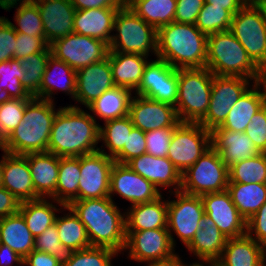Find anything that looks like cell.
Here are the masks:
<instances>
[{"label":"cell","instance_id":"cell-60","mask_svg":"<svg viewBox=\"0 0 266 266\" xmlns=\"http://www.w3.org/2000/svg\"><path fill=\"white\" fill-rule=\"evenodd\" d=\"M249 0H205V3L212 6L222 7L231 11L233 14L238 12Z\"/></svg>","mask_w":266,"mask_h":266},{"label":"cell","instance_id":"cell-20","mask_svg":"<svg viewBox=\"0 0 266 266\" xmlns=\"http://www.w3.org/2000/svg\"><path fill=\"white\" fill-rule=\"evenodd\" d=\"M75 99L86 107L105 91L115 87L109 53L103 61L90 64L76 71Z\"/></svg>","mask_w":266,"mask_h":266},{"label":"cell","instance_id":"cell-37","mask_svg":"<svg viewBox=\"0 0 266 266\" xmlns=\"http://www.w3.org/2000/svg\"><path fill=\"white\" fill-rule=\"evenodd\" d=\"M19 2V3H17ZM19 5L12 26L16 33L27 34L30 37H45L43 23L37 4L33 0H0V8L8 11Z\"/></svg>","mask_w":266,"mask_h":266},{"label":"cell","instance_id":"cell-13","mask_svg":"<svg viewBox=\"0 0 266 266\" xmlns=\"http://www.w3.org/2000/svg\"><path fill=\"white\" fill-rule=\"evenodd\" d=\"M249 80L251 81L239 76L213 74L209 109L199 123L209 131L219 127L225 121L231 107L249 88Z\"/></svg>","mask_w":266,"mask_h":266},{"label":"cell","instance_id":"cell-51","mask_svg":"<svg viewBox=\"0 0 266 266\" xmlns=\"http://www.w3.org/2000/svg\"><path fill=\"white\" fill-rule=\"evenodd\" d=\"M244 133L260 152L266 153V104L252 117Z\"/></svg>","mask_w":266,"mask_h":266},{"label":"cell","instance_id":"cell-35","mask_svg":"<svg viewBox=\"0 0 266 266\" xmlns=\"http://www.w3.org/2000/svg\"><path fill=\"white\" fill-rule=\"evenodd\" d=\"M239 214L247 222L266 202V184L228 183L226 189Z\"/></svg>","mask_w":266,"mask_h":266},{"label":"cell","instance_id":"cell-58","mask_svg":"<svg viewBox=\"0 0 266 266\" xmlns=\"http://www.w3.org/2000/svg\"><path fill=\"white\" fill-rule=\"evenodd\" d=\"M76 10L91 8H121V0H70Z\"/></svg>","mask_w":266,"mask_h":266},{"label":"cell","instance_id":"cell-41","mask_svg":"<svg viewBox=\"0 0 266 266\" xmlns=\"http://www.w3.org/2000/svg\"><path fill=\"white\" fill-rule=\"evenodd\" d=\"M133 128L134 125L129 115L105 121L104 127L100 125L99 141L104 142L110 153L100 147L99 151L114 159L127 144L128 135Z\"/></svg>","mask_w":266,"mask_h":266},{"label":"cell","instance_id":"cell-57","mask_svg":"<svg viewBox=\"0 0 266 266\" xmlns=\"http://www.w3.org/2000/svg\"><path fill=\"white\" fill-rule=\"evenodd\" d=\"M28 266H62L51 254L33 250L23 260Z\"/></svg>","mask_w":266,"mask_h":266},{"label":"cell","instance_id":"cell-28","mask_svg":"<svg viewBox=\"0 0 266 266\" xmlns=\"http://www.w3.org/2000/svg\"><path fill=\"white\" fill-rule=\"evenodd\" d=\"M192 241L186 246L188 251L203 262H216L223 252L227 237L206 214L202 216Z\"/></svg>","mask_w":266,"mask_h":266},{"label":"cell","instance_id":"cell-25","mask_svg":"<svg viewBox=\"0 0 266 266\" xmlns=\"http://www.w3.org/2000/svg\"><path fill=\"white\" fill-rule=\"evenodd\" d=\"M211 145L228 168L261 153L244 132L213 129Z\"/></svg>","mask_w":266,"mask_h":266},{"label":"cell","instance_id":"cell-19","mask_svg":"<svg viewBox=\"0 0 266 266\" xmlns=\"http://www.w3.org/2000/svg\"><path fill=\"white\" fill-rule=\"evenodd\" d=\"M200 197L205 214L214 221L227 238L246 235V221L239 214L227 190L207 193Z\"/></svg>","mask_w":266,"mask_h":266},{"label":"cell","instance_id":"cell-8","mask_svg":"<svg viewBox=\"0 0 266 266\" xmlns=\"http://www.w3.org/2000/svg\"><path fill=\"white\" fill-rule=\"evenodd\" d=\"M229 183L228 167L219 153L211 146L192 166L181 174V188L184 193L202 196L221 192Z\"/></svg>","mask_w":266,"mask_h":266},{"label":"cell","instance_id":"cell-66","mask_svg":"<svg viewBox=\"0 0 266 266\" xmlns=\"http://www.w3.org/2000/svg\"><path fill=\"white\" fill-rule=\"evenodd\" d=\"M133 0H121L123 6H128Z\"/></svg>","mask_w":266,"mask_h":266},{"label":"cell","instance_id":"cell-16","mask_svg":"<svg viewBox=\"0 0 266 266\" xmlns=\"http://www.w3.org/2000/svg\"><path fill=\"white\" fill-rule=\"evenodd\" d=\"M114 163L113 158L100 151L80 156L79 200L109 197Z\"/></svg>","mask_w":266,"mask_h":266},{"label":"cell","instance_id":"cell-36","mask_svg":"<svg viewBox=\"0 0 266 266\" xmlns=\"http://www.w3.org/2000/svg\"><path fill=\"white\" fill-rule=\"evenodd\" d=\"M81 178L80 157H60L56 184V203L68 206L79 200V179Z\"/></svg>","mask_w":266,"mask_h":266},{"label":"cell","instance_id":"cell-2","mask_svg":"<svg viewBox=\"0 0 266 266\" xmlns=\"http://www.w3.org/2000/svg\"><path fill=\"white\" fill-rule=\"evenodd\" d=\"M110 197L74 200L71 208L84 224L91 247H106L117 253L126 245L125 213Z\"/></svg>","mask_w":266,"mask_h":266},{"label":"cell","instance_id":"cell-18","mask_svg":"<svg viewBox=\"0 0 266 266\" xmlns=\"http://www.w3.org/2000/svg\"><path fill=\"white\" fill-rule=\"evenodd\" d=\"M129 116L134 127L143 132L175 128L180 123L174 106L139 95L131 98Z\"/></svg>","mask_w":266,"mask_h":266},{"label":"cell","instance_id":"cell-29","mask_svg":"<svg viewBox=\"0 0 266 266\" xmlns=\"http://www.w3.org/2000/svg\"><path fill=\"white\" fill-rule=\"evenodd\" d=\"M255 82L248 88L238 101L231 107L225 121L214 129L245 132L252 117L266 104V98Z\"/></svg>","mask_w":266,"mask_h":266},{"label":"cell","instance_id":"cell-45","mask_svg":"<svg viewBox=\"0 0 266 266\" xmlns=\"http://www.w3.org/2000/svg\"><path fill=\"white\" fill-rule=\"evenodd\" d=\"M24 75L18 59L0 62V85L1 89L8 91L12 99H31L32 96L26 91L21 83Z\"/></svg>","mask_w":266,"mask_h":266},{"label":"cell","instance_id":"cell-50","mask_svg":"<svg viewBox=\"0 0 266 266\" xmlns=\"http://www.w3.org/2000/svg\"><path fill=\"white\" fill-rule=\"evenodd\" d=\"M144 153H146L145 132L134 127L128 135L127 144L124 145L122 151L114 160L117 163L126 164L132 158L141 156Z\"/></svg>","mask_w":266,"mask_h":266},{"label":"cell","instance_id":"cell-59","mask_svg":"<svg viewBox=\"0 0 266 266\" xmlns=\"http://www.w3.org/2000/svg\"><path fill=\"white\" fill-rule=\"evenodd\" d=\"M23 258L13 251L8 245L0 243V266H12L14 262L22 266Z\"/></svg>","mask_w":266,"mask_h":266},{"label":"cell","instance_id":"cell-9","mask_svg":"<svg viewBox=\"0 0 266 266\" xmlns=\"http://www.w3.org/2000/svg\"><path fill=\"white\" fill-rule=\"evenodd\" d=\"M211 146V131L200 123L180 122L174 128L167 158L182 174Z\"/></svg>","mask_w":266,"mask_h":266},{"label":"cell","instance_id":"cell-44","mask_svg":"<svg viewBox=\"0 0 266 266\" xmlns=\"http://www.w3.org/2000/svg\"><path fill=\"white\" fill-rule=\"evenodd\" d=\"M234 14L222 7L204 3L196 20V27L204 34L211 35L230 30Z\"/></svg>","mask_w":266,"mask_h":266},{"label":"cell","instance_id":"cell-27","mask_svg":"<svg viewBox=\"0 0 266 266\" xmlns=\"http://www.w3.org/2000/svg\"><path fill=\"white\" fill-rule=\"evenodd\" d=\"M219 266H266V248L247 234L227 238Z\"/></svg>","mask_w":266,"mask_h":266},{"label":"cell","instance_id":"cell-15","mask_svg":"<svg viewBox=\"0 0 266 266\" xmlns=\"http://www.w3.org/2000/svg\"><path fill=\"white\" fill-rule=\"evenodd\" d=\"M135 95L160 101L176 107L178 96V69L157 58L146 64Z\"/></svg>","mask_w":266,"mask_h":266},{"label":"cell","instance_id":"cell-22","mask_svg":"<svg viewBox=\"0 0 266 266\" xmlns=\"http://www.w3.org/2000/svg\"><path fill=\"white\" fill-rule=\"evenodd\" d=\"M134 172L158 187H174V191H180L181 173L167 157H154L144 153L132 158L126 163Z\"/></svg>","mask_w":266,"mask_h":266},{"label":"cell","instance_id":"cell-56","mask_svg":"<svg viewBox=\"0 0 266 266\" xmlns=\"http://www.w3.org/2000/svg\"><path fill=\"white\" fill-rule=\"evenodd\" d=\"M21 202L6 188L0 185V218L16 214Z\"/></svg>","mask_w":266,"mask_h":266},{"label":"cell","instance_id":"cell-38","mask_svg":"<svg viewBox=\"0 0 266 266\" xmlns=\"http://www.w3.org/2000/svg\"><path fill=\"white\" fill-rule=\"evenodd\" d=\"M59 210L52 202L47 201V198H38L21 202L19 213L23 216L32 235L36 237L55 223L57 216L55 212Z\"/></svg>","mask_w":266,"mask_h":266},{"label":"cell","instance_id":"cell-40","mask_svg":"<svg viewBox=\"0 0 266 266\" xmlns=\"http://www.w3.org/2000/svg\"><path fill=\"white\" fill-rule=\"evenodd\" d=\"M63 208L69 210L70 213L64 217L56 216L55 224L60 242L74 251L90 248L91 244L84 224L71 208L68 206Z\"/></svg>","mask_w":266,"mask_h":266},{"label":"cell","instance_id":"cell-4","mask_svg":"<svg viewBox=\"0 0 266 266\" xmlns=\"http://www.w3.org/2000/svg\"><path fill=\"white\" fill-rule=\"evenodd\" d=\"M54 108V102L35 97L29 99L26 102L22 122L1 147L15 155L48 152L51 128L57 114Z\"/></svg>","mask_w":266,"mask_h":266},{"label":"cell","instance_id":"cell-67","mask_svg":"<svg viewBox=\"0 0 266 266\" xmlns=\"http://www.w3.org/2000/svg\"><path fill=\"white\" fill-rule=\"evenodd\" d=\"M147 266H173V263H169V264H153V265H147Z\"/></svg>","mask_w":266,"mask_h":266},{"label":"cell","instance_id":"cell-49","mask_svg":"<svg viewBox=\"0 0 266 266\" xmlns=\"http://www.w3.org/2000/svg\"><path fill=\"white\" fill-rule=\"evenodd\" d=\"M174 128H160L145 132L146 153L154 157H167Z\"/></svg>","mask_w":266,"mask_h":266},{"label":"cell","instance_id":"cell-26","mask_svg":"<svg viewBox=\"0 0 266 266\" xmlns=\"http://www.w3.org/2000/svg\"><path fill=\"white\" fill-rule=\"evenodd\" d=\"M120 8H91L76 10L74 14V33L111 42L116 14Z\"/></svg>","mask_w":266,"mask_h":266},{"label":"cell","instance_id":"cell-55","mask_svg":"<svg viewBox=\"0 0 266 266\" xmlns=\"http://www.w3.org/2000/svg\"><path fill=\"white\" fill-rule=\"evenodd\" d=\"M246 234L266 248V202L246 222Z\"/></svg>","mask_w":266,"mask_h":266},{"label":"cell","instance_id":"cell-32","mask_svg":"<svg viewBox=\"0 0 266 266\" xmlns=\"http://www.w3.org/2000/svg\"><path fill=\"white\" fill-rule=\"evenodd\" d=\"M147 56L109 52V63L115 86L136 90L142 79Z\"/></svg>","mask_w":266,"mask_h":266},{"label":"cell","instance_id":"cell-64","mask_svg":"<svg viewBox=\"0 0 266 266\" xmlns=\"http://www.w3.org/2000/svg\"><path fill=\"white\" fill-rule=\"evenodd\" d=\"M11 96L9 95L8 91L5 89H1L0 85V104L5 103L6 101L11 100Z\"/></svg>","mask_w":266,"mask_h":266},{"label":"cell","instance_id":"cell-21","mask_svg":"<svg viewBox=\"0 0 266 266\" xmlns=\"http://www.w3.org/2000/svg\"><path fill=\"white\" fill-rule=\"evenodd\" d=\"M41 15L46 42L74 33V14L76 9L70 0H33Z\"/></svg>","mask_w":266,"mask_h":266},{"label":"cell","instance_id":"cell-17","mask_svg":"<svg viewBox=\"0 0 266 266\" xmlns=\"http://www.w3.org/2000/svg\"><path fill=\"white\" fill-rule=\"evenodd\" d=\"M153 183L149 182L126 164L115 162L110 172L109 197L116 193L128 200L132 205L148 203L161 197V192Z\"/></svg>","mask_w":266,"mask_h":266},{"label":"cell","instance_id":"cell-43","mask_svg":"<svg viewBox=\"0 0 266 266\" xmlns=\"http://www.w3.org/2000/svg\"><path fill=\"white\" fill-rule=\"evenodd\" d=\"M229 183L266 184V153H259L228 168Z\"/></svg>","mask_w":266,"mask_h":266},{"label":"cell","instance_id":"cell-7","mask_svg":"<svg viewBox=\"0 0 266 266\" xmlns=\"http://www.w3.org/2000/svg\"><path fill=\"white\" fill-rule=\"evenodd\" d=\"M109 52L149 56L157 53V30L147 24L129 6H122L115 17Z\"/></svg>","mask_w":266,"mask_h":266},{"label":"cell","instance_id":"cell-65","mask_svg":"<svg viewBox=\"0 0 266 266\" xmlns=\"http://www.w3.org/2000/svg\"><path fill=\"white\" fill-rule=\"evenodd\" d=\"M3 165H4V155L2 156V160H0V185L2 183Z\"/></svg>","mask_w":266,"mask_h":266},{"label":"cell","instance_id":"cell-11","mask_svg":"<svg viewBox=\"0 0 266 266\" xmlns=\"http://www.w3.org/2000/svg\"><path fill=\"white\" fill-rule=\"evenodd\" d=\"M230 31L258 67L266 62V27L260 8L252 0L234 14Z\"/></svg>","mask_w":266,"mask_h":266},{"label":"cell","instance_id":"cell-42","mask_svg":"<svg viewBox=\"0 0 266 266\" xmlns=\"http://www.w3.org/2000/svg\"><path fill=\"white\" fill-rule=\"evenodd\" d=\"M51 54L49 45L43 52H36L19 60L20 67L24 72L20 81L32 97L39 98L43 74Z\"/></svg>","mask_w":266,"mask_h":266},{"label":"cell","instance_id":"cell-30","mask_svg":"<svg viewBox=\"0 0 266 266\" xmlns=\"http://www.w3.org/2000/svg\"><path fill=\"white\" fill-rule=\"evenodd\" d=\"M60 78H63L62 81ZM76 83V71L51 54L48 58L46 69L43 74L42 83L39 89V99L53 102L52 94H54V90L57 91L59 89L66 92L65 94L71 95L74 100Z\"/></svg>","mask_w":266,"mask_h":266},{"label":"cell","instance_id":"cell-10","mask_svg":"<svg viewBox=\"0 0 266 266\" xmlns=\"http://www.w3.org/2000/svg\"><path fill=\"white\" fill-rule=\"evenodd\" d=\"M168 228L126 231V245L130 259L147 265L169 264L179 258L174 250Z\"/></svg>","mask_w":266,"mask_h":266},{"label":"cell","instance_id":"cell-46","mask_svg":"<svg viewBox=\"0 0 266 266\" xmlns=\"http://www.w3.org/2000/svg\"><path fill=\"white\" fill-rule=\"evenodd\" d=\"M34 250L53 255L62 266L72 258L74 253L72 248L60 242L55 223L35 237Z\"/></svg>","mask_w":266,"mask_h":266},{"label":"cell","instance_id":"cell-68","mask_svg":"<svg viewBox=\"0 0 266 266\" xmlns=\"http://www.w3.org/2000/svg\"><path fill=\"white\" fill-rule=\"evenodd\" d=\"M209 266H219L216 262H209Z\"/></svg>","mask_w":266,"mask_h":266},{"label":"cell","instance_id":"cell-24","mask_svg":"<svg viewBox=\"0 0 266 266\" xmlns=\"http://www.w3.org/2000/svg\"><path fill=\"white\" fill-rule=\"evenodd\" d=\"M24 156L30 167L36 199L47 197L55 202L60 157L50 152L28 153Z\"/></svg>","mask_w":266,"mask_h":266},{"label":"cell","instance_id":"cell-63","mask_svg":"<svg viewBox=\"0 0 266 266\" xmlns=\"http://www.w3.org/2000/svg\"><path fill=\"white\" fill-rule=\"evenodd\" d=\"M203 263L209 266V262H202V263H197L196 262V263L187 265V264L183 263L182 260L179 257L176 261L173 262V266H204Z\"/></svg>","mask_w":266,"mask_h":266},{"label":"cell","instance_id":"cell-23","mask_svg":"<svg viewBox=\"0 0 266 266\" xmlns=\"http://www.w3.org/2000/svg\"><path fill=\"white\" fill-rule=\"evenodd\" d=\"M4 152V165L1 186L12 193L20 202L36 199V192L32 181L28 160L24 155Z\"/></svg>","mask_w":266,"mask_h":266},{"label":"cell","instance_id":"cell-52","mask_svg":"<svg viewBox=\"0 0 266 266\" xmlns=\"http://www.w3.org/2000/svg\"><path fill=\"white\" fill-rule=\"evenodd\" d=\"M16 43L14 58L18 60L36 52H43L49 46L45 37H30L22 33H16Z\"/></svg>","mask_w":266,"mask_h":266},{"label":"cell","instance_id":"cell-61","mask_svg":"<svg viewBox=\"0 0 266 266\" xmlns=\"http://www.w3.org/2000/svg\"><path fill=\"white\" fill-rule=\"evenodd\" d=\"M260 88L262 87V94L266 98V62L258 67V77L255 82Z\"/></svg>","mask_w":266,"mask_h":266},{"label":"cell","instance_id":"cell-39","mask_svg":"<svg viewBox=\"0 0 266 266\" xmlns=\"http://www.w3.org/2000/svg\"><path fill=\"white\" fill-rule=\"evenodd\" d=\"M156 30L174 21L176 0H133L128 5Z\"/></svg>","mask_w":266,"mask_h":266},{"label":"cell","instance_id":"cell-53","mask_svg":"<svg viewBox=\"0 0 266 266\" xmlns=\"http://www.w3.org/2000/svg\"><path fill=\"white\" fill-rule=\"evenodd\" d=\"M16 31L12 23L5 17H0V62L14 58Z\"/></svg>","mask_w":266,"mask_h":266},{"label":"cell","instance_id":"cell-62","mask_svg":"<svg viewBox=\"0 0 266 266\" xmlns=\"http://www.w3.org/2000/svg\"><path fill=\"white\" fill-rule=\"evenodd\" d=\"M259 8L262 13L264 24L266 27V0H252Z\"/></svg>","mask_w":266,"mask_h":266},{"label":"cell","instance_id":"cell-3","mask_svg":"<svg viewBox=\"0 0 266 266\" xmlns=\"http://www.w3.org/2000/svg\"><path fill=\"white\" fill-rule=\"evenodd\" d=\"M207 37L195 24L173 21L157 29L156 57L175 69L204 68Z\"/></svg>","mask_w":266,"mask_h":266},{"label":"cell","instance_id":"cell-14","mask_svg":"<svg viewBox=\"0 0 266 266\" xmlns=\"http://www.w3.org/2000/svg\"><path fill=\"white\" fill-rule=\"evenodd\" d=\"M175 197L176 200H168L167 228L173 247L176 245L172 231L187 246L199 229L200 219L205 215L203 202L200 196L190 195L181 190L175 192Z\"/></svg>","mask_w":266,"mask_h":266},{"label":"cell","instance_id":"cell-47","mask_svg":"<svg viewBox=\"0 0 266 266\" xmlns=\"http://www.w3.org/2000/svg\"><path fill=\"white\" fill-rule=\"evenodd\" d=\"M29 99H11L0 104V145L22 122L26 102Z\"/></svg>","mask_w":266,"mask_h":266},{"label":"cell","instance_id":"cell-48","mask_svg":"<svg viewBox=\"0 0 266 266\" xmlns=\"http://www.w3.org/2000/svg\"><path fill=\"white\" fill-rule=\"evenodd\" d=\"M118 253L106 247H90L74 251L72 258L63 266H112L113 256Z\"/></svg>","mask_w":266,"mask_h":266},{"label":"cell","instance_id":"cell-6","mask_svg":"<svg viewBox=\"0 0 266 266\" xmlns=\"http://www.w3.org/2000/svg\"><path fill=\"white\" fill-rule=\"evenodd\" d=\"M213 74L206 68L178 69L176 113L180 122L199 123L207 114Z\"/></svg>","mask_w":266,"mask_h":266},{"label":"cell","instance_id":"cell-31","mask_svg":"<svg viewBox=\"0 0 266 266\" xmlns=\"http://www.w3.org/2000/svg\"><path fill=\"white\" fill-rule=\"evenodd\" d=\"M168 200L162 196L148 203L132 205L125 213L126 231L167 228Z\"/></svg>","mask_w":266,"mask_h":266},{"label":"cell","instance_id":"cell-5","mask_svg":"<svg viewBox=\"0 0 266 266\" xmlns=\"http://www.w3.org/2000/svg\"><path fill=\"white\" fill-rule=\"evenodd\" d=\"M206 68L214 75L239 76L256 82L258 66L230 30L207 37Z\"/></svg>","mask_w":266,"mask_h":266},{"label":"cell","instance_id":"cell-12","mask_svg":"<svg viewBox=\"0 0 266 266\" xmlns=\"http://www.w3.org/2000/svg\"><path fill=\"white\" fill-rule=\"evenodd\" d=\"M50 48L53 56L75 71L103 61L109 53V45L104 41L76 33L55 40Z\"/></svg>","mask_w":266,"mask_h":266},{"label":"cell","instance_id":"cell-33","mask_svg":"<svg viewBox=\"0 0 266 266\" xmlns=\"http://www.w3.org/2000/svg\"><path fill=\"white\" fill-rule=\"evenodd\" d=\"M34 240L19 212L0 219V243L8 245L23 259L34 250Z\"/></svg>","mask_w":266,"mask_h":266},{"label":"cell","instance_id":"cell-54","mask_svg":"<svg viewBox=\"0 0 266 266\" xmlns=\"http://www.w3.org/2000/svg\"><path fill=\"white\" fill-rule=\"evenodd\" d=\"M176 3L174 21L184 24H195L205 0H176Z\"/></svg>","mask_w":266,"mask_h":266},{"label":"cell","instance_id":"cell-34","mask_svg":"<svg viewBox=\"0 0 266 266\" xmlns=\"http://www.w3.org/2000/svg\"><path fill=\"white\" fill-rule=\"evenodd\" d=\"M131 98L130 89L115 86L105 91L100 97L89 104L87 108L105 122L129 115Z\"/></svg>","mask_w":266,"mask_h":266},{"label":"cell","instance_id":"cell-1","mask_svg":"<svg viewBox=\"0 0 266 266\" xmlns=\"http://www.w3.org/2000/svg\"><path fill=\"white\" fill-rule=\"evenodd\" d=\"M94 117L78 106L58 108L48 152L58 157H80L99 151L100 125Z\"/></svg>","mask_w":266,"mask_h":266}]
</instances>
